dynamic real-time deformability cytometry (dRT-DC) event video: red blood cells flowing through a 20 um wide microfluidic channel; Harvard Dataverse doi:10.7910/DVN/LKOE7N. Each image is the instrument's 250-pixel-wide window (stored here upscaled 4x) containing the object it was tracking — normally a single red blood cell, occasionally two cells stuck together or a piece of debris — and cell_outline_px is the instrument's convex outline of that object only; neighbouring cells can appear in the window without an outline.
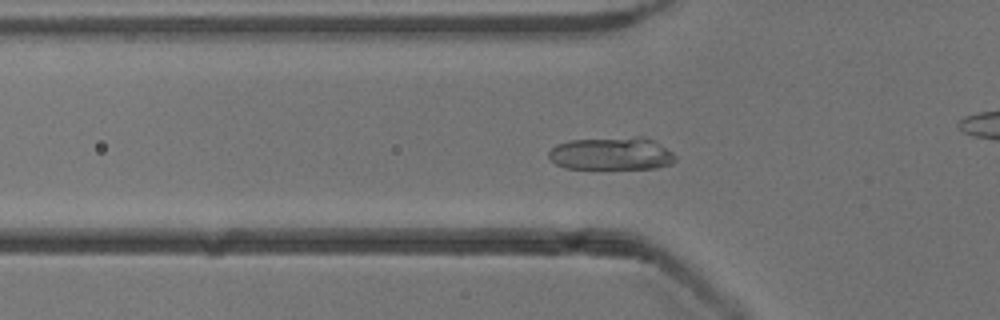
{"species": "common noctule bat (a hibernating species)", "species_latin": "Nyctalus noctula", "temperature_condition": "cold", "stored_images_in_passage": 44, "camera_frame_rate_fps": 3000, "um_per_image_px": 0.085, "animal": {"sex": "male", "body_mass_g": 13.3}, "frame": {"image": 1, "passage_image": 8, "time_ms": 2.333, "image_size_px": [1000, 320], "cell_outline_px": [[676, 160], [672, 164], [656, 168], [564, 168], [556, 164], [548, 156], [548, 152], [556, 144], [568, 140], [636, 136], [640, 136], [652, 140], [672, 152], [676, 156]], "centroid_in_image_um": [51.97, 13.05], "position_along_channel_um": 73.8, "area_um2": 24.28}}
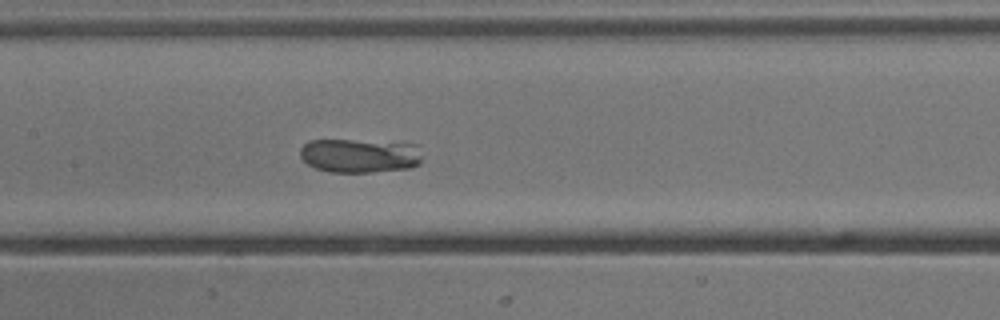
{"frame": {"image": 2, "passage_image": 16, "time_ms": 5.0, "image_size_px": [1000, 320], "cell_outline_px": [[420, 164], [408, 168], [372, 172], [328, 172], [316, 168], [308, 164], [300, 156], [300, 148], [304, 144], [312, 140], [352, 140], [420, 144]], "centroid_in_image_um": [30.58, 13.23], "position_along_channel_um": 176.8, "area_um2": 24.22}}
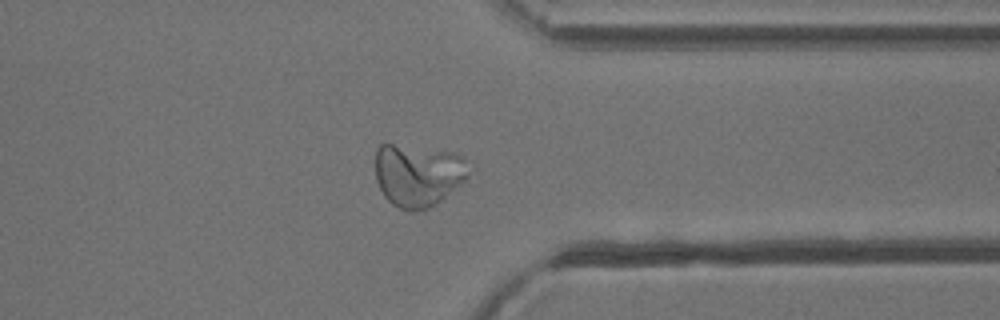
{"frame": {"image": 3, "passage_image": 32, "time_ms": 10.333, "image_size_px": [1000, 320], "cell_outline_px": [[468, 176], [460, 184], [440, 200], [428, 208], [408, 212], [392, 204], [384, 196], [376, 180], [376, 148], [380, 144], [392, 144], [452, 152], [460, 156], [464, 160]], "centroid_in_image_um": [35.47, 14.89], "position_along_channel_um": 375.9, "area_um2": 33.47}}